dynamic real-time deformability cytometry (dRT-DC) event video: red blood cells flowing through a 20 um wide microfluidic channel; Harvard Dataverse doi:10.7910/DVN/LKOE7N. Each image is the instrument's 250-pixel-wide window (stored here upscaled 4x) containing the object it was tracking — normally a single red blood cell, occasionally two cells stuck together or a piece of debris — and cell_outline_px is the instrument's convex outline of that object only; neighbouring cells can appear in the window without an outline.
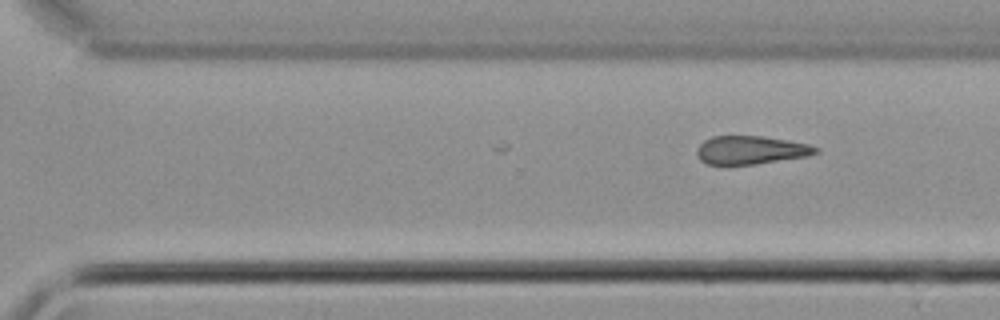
{"species": "common noctule bat (a hibernating species)", "species_latin": "Nyctalus noctula", "temperature_condition": "cold", "stored_images_in_passage": 28, "camera_frame_rate_fps": 3000, "um_per_image_px": 0.085, "animal": {"sex": "male", "body_mass_g": 21.5, "forearm_length_mm": 52.0}, "frame": {"image": 1, "passage_image": 28, "time_ms": 9.0, "image_size_px": [1000, 320], "cell_outline_px": [[820, 152], [808, 156], [756, 164], [708, 164], [700, 160], [696, 152], [696, 148], [704, 140], [712, 136], [764, 136], [808, 144], [820, 148]], "centroid_in_image_um": [63.83, 12.75], "position_along_channel_um": 306.8, "area_um2": 19.65}}